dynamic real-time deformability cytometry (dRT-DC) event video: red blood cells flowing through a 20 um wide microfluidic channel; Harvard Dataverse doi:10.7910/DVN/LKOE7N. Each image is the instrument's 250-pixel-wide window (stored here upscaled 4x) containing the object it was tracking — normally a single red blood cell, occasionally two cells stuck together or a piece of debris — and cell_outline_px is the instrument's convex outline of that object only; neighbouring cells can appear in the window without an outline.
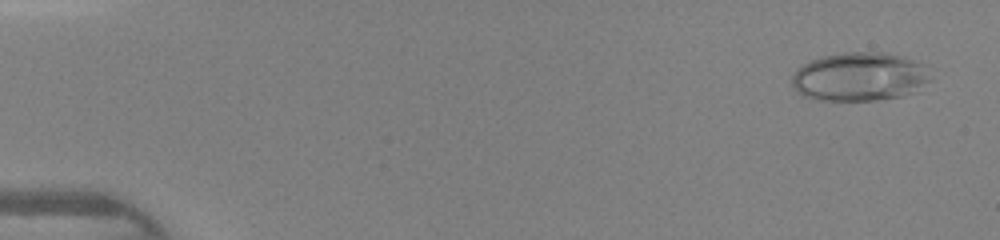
{"species": "human", "species_latin": "Homo sapiens", "temperature_condition": "warm", "stored_images_in_passage": 46, "camera_frame_rate_fps": 3000, "um_per_image_px": 0.085, "donor": {"sex": "female"}, "frame": {"image": 1, "passage_image": 3, "time_ms": 0.667, "image_size_px": [1000, 240], "cell_outline_px": [[928, 80], [920, 92], [900, 96], [876, 100], [816, 100], [804, 96], [796, 92], [792, 84], [792, 76], [796, 68], [812, 60], [824, 56], [844, 52], [884, 52], [904, 56], [924, 64]], "centroid_in_image_um": [73.06, 6.53], "position_along_channel_um": 11.9, "area_um2": 39.48}}
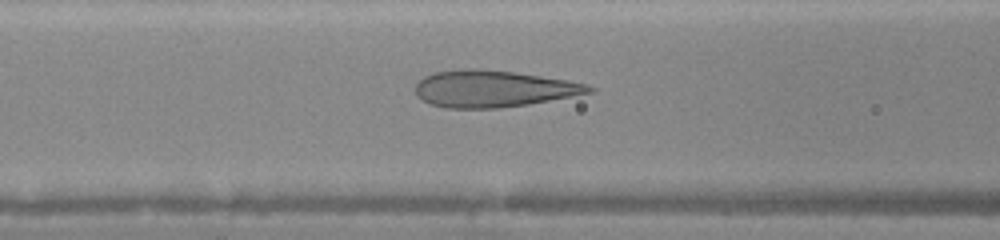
{"frame": {"image": 2, "passage_image": 20, "time_ms": 6.333, "image_size_px": [1000, 240], "cell_outline_px": [[596, 88], [592, 92], [528, 104], [496, 108], [444, 108], [428, 104], [416, 96], [416, 84], [424, 76], [432, 72], [472, 68], [512, 72], [568, 80], [588, 84]], "centroid_in_image_um": [41.89, 7.55], "position_along_channel_um": 124.7, "area_um2": 36.99}}
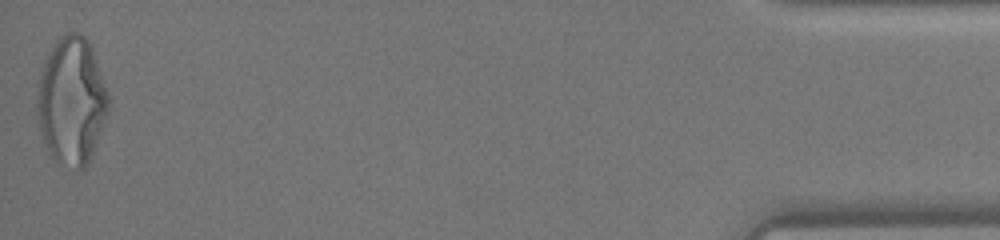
{"frame": {"image": 3, "passage_image": 46, "time_ms": 15.0, "image_size_px": [1000, 240], "cell_outline_px": [[108, 112], [88, 164], [84, 168], [76, 172], [48, 156], [36, 116], [36, 104], [40, 72], [44, 60], [48, 52], [56, 40], [60, 36], [68, 32], [80, 32], [88, 40], [92, 48], [108, 96]], "centroid_in_image_um": [6.05, 8.61], "position_along_channel_um": 429.2, "area_um2": 53.29}}